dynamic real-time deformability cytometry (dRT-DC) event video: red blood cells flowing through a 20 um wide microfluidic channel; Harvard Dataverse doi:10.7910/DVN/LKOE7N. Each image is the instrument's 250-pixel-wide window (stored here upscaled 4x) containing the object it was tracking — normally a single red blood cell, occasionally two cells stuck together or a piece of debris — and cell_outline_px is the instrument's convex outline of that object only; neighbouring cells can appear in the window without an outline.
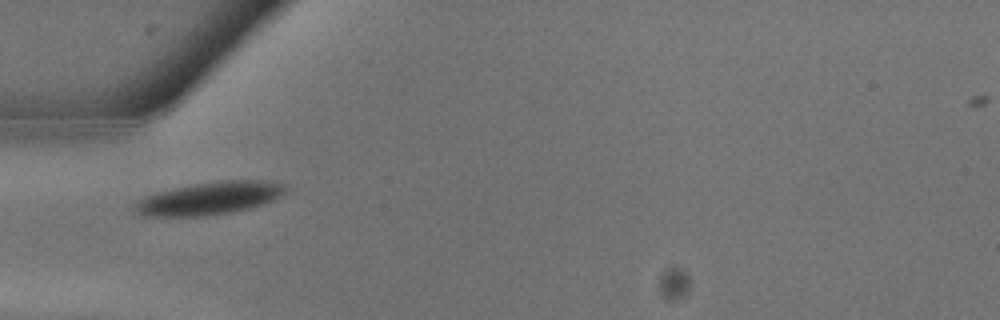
{"species": "common noctule bat (a hibernating species)", "species_latin": "Nyctalus noctula", "temperature_condition": "warm", "stored_images_in_passage": 13, "camera_frame_rate_fps": 3000, "um_per_image_px": 0.085, "animal": {"sex": "male", "body_mass_g": 13.3}, "frame": {"image": 1, "passage_image": 2, "time_ms": 0.333, "image_size_px": [1000, 320], "cell_outline_px": [[288, 188], [280, 196], [272, 200], [260, 204], [228, 212], [204, 216], [144, 216], [136, 212], [132, 208], [136, 200], [144, 196], [176, 188], [196, 184], [224, 180], [272, 180], [284, 184]], "centroid_in_image_um": [17.78, 16.84], "position_along_channel_um": 67.2, "area_um2": 28.32}}
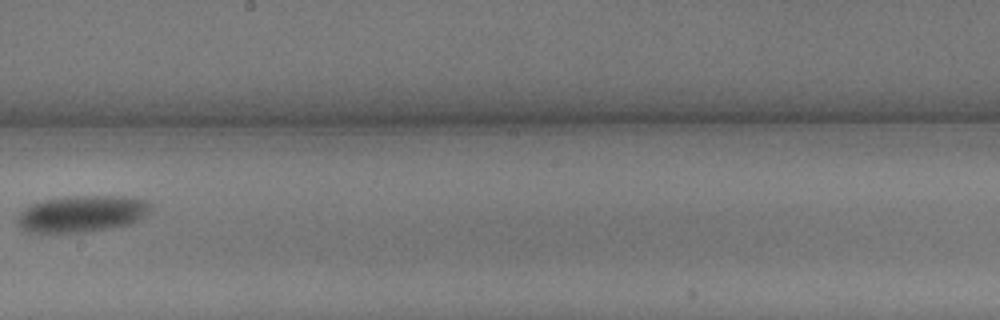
{"frame": {"image": 2, "passage_image": 9, "time_ms": 2.667, "image_size_px": [1000, 320], "cell_outline_px": [[152, 212], [140, 220], [132, 224], [84, 232], [24, 232], [16, 224], [16, 220], [20, 212], [24, 208], [40, 200], [64, 196], [128, 196], [144, 200], [152, 204]], "centroid_in_image_um": [6.98, 18.16], "position_along_channel_um": 241.2, "area_um2": 28.96}}
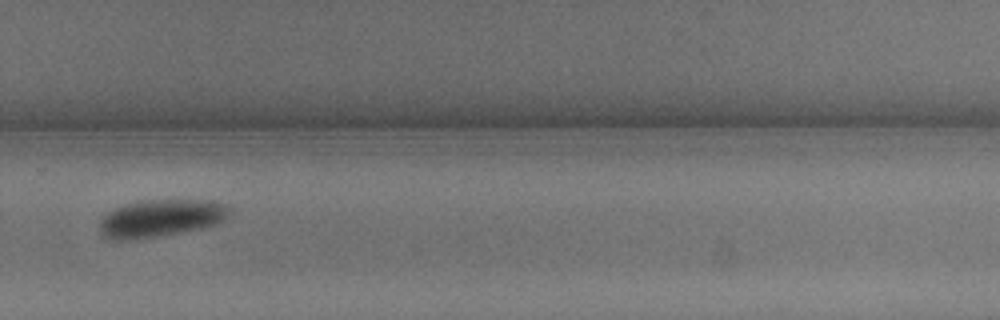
{"frame": {"image": 3, "passage_image": 12, "time_ms": 3.667, "image_size_px": [1000, 320], "cell_outline_px": [[232, 208], [224, 220], [216, 224], [200, 228], [180, 232], [156, 236], [128, 240], [112, 240], [104, 236], [100, 232], [100, 220], [108, 212], [124, 204], [140, 200], [212, 200], [228, 204]], "centroid_in_image_um": [13.68, 18.53], "position_along_channel_um": 316.1, "area_um2": 28.32}}